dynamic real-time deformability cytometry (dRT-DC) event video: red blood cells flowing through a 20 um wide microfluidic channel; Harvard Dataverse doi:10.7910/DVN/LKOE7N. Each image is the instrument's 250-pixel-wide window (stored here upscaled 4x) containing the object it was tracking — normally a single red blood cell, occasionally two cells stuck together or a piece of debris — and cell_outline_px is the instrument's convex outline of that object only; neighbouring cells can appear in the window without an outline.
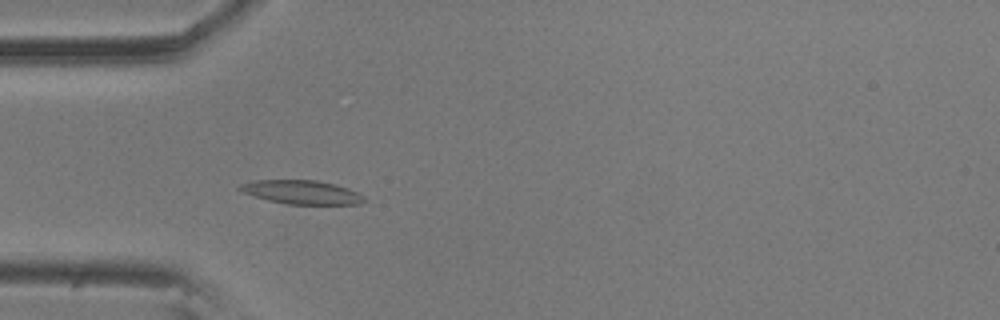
{"species": "common noctule bat (a hibernating species)", "species_latin": "Nyctalus noctula", "temperature_condition": "room temperature", "stored_images_in_passage": 43, "camera_frame_rate_fps": 3000, "um_per_image_px": 0.085, "animal": {"sex": "male", "body_mass_g": 20.5, "forearm_length_mm": 52.5}, "frame": {"image": 1, "passage_image": 5, "time_ms": 1.333, "image_size_px": [1000, 320], "cell_outline_px": [[368, 200], [360, 204], [288, 204], [268, 200], [244, 192], [236, 188], [240, 184], [256, 180], [316, 180], [348, 188], [364, 196]], "centroid_in_image_um": [25.67, 16.34], "position_along_channel_um": 59.3, "area_um2": 17.05}}
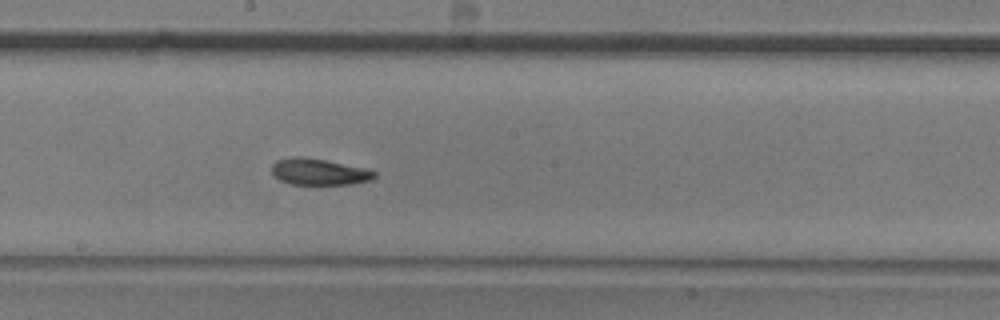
{"frame": {"image": 2, "passage_image": 19, "time_ms": 6.0, "image_size_px": [1000, 320], "cell_outline_px": [[376, 176], [372, 180], [352, 184], [292, 184], [280, 180], [272, 176], [272, 164], [276, 160], [292, 156], [304, 156], [364, 168], [376, 172]], "centroid_in_image_um": [27.08, 14.6], "position_along_channel_um": 221.1, "area_um2": 15.84}}
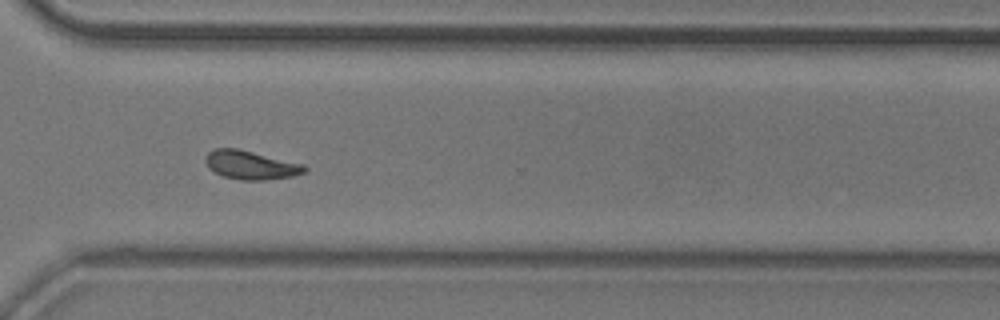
{"frame": {"image": 3, "passage_image": 30, "time_ms": 9.667, "image_size_px": [1000, 320], "cell_outline_px": [[308, 168], [304, 172], [292, 176], [264, 180], [240, 180], [224, 176], [208, 168], [204, 160], [204, 156], [208, 152], [216, 148], [236, 148], [304, 164]], "centroid_in_image_um": [21.29, 14.02], "position_along_channel_um": 349.3, "area_um2": 16.47}, "authors_computed_cell_mechanics": {"area_um2": 16.473, "velocity_mm_per_s": 3.5106, "shape_relaxation_time_tau1_ms": 5.879, "shape_relaxation_time_tau2_ms": 4.0613, "deformation_change_tau1": 0.1298, "deformation_change_tau2": 0.0996}}